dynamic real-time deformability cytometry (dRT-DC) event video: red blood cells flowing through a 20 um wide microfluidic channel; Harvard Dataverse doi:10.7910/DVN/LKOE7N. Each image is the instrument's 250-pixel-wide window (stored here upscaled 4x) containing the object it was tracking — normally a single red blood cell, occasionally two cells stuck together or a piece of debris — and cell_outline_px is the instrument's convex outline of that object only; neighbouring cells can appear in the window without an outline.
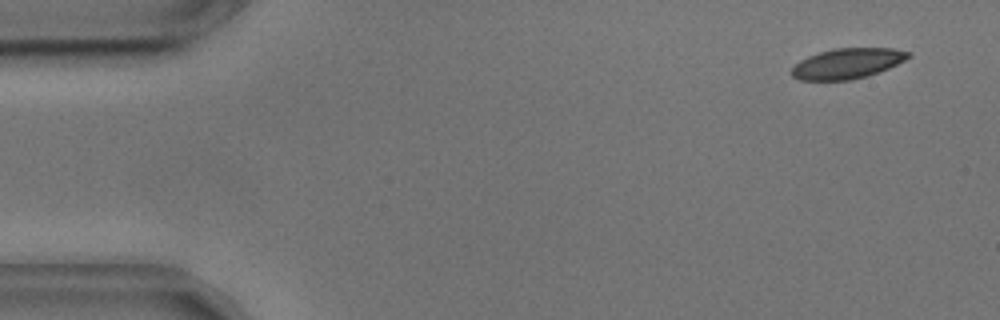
{"species": "common noctule bat (a hibernating species)", "species_latin": "Nyctalus noctula", "temperature_condition": "cold", "stored_images_in_passage": 55, "camera_frame_rate_fps": 3000, "um_per_image_px": 0.085, "animal": {"sex": "male", "body_mass_g": 17.9, "forearm_length_mm": 54.2}, "frame": {"image": 1, "passage_image": 3, "time_ms": 0.667, "image_size_px": [1000, 320], "cell_outline_px": [[912, 56], [888, 68], [868, 76], [852, 80], [800, 80], [792, 76], [792, 68], [800, 60], [808, 56], [820, 52], [836, 48], [892, 48], [912, 52]], "centroid_in_image_um": [72.04, 5.39], "position_along_channel_um": 13.0, "area_um2": 20.58}}
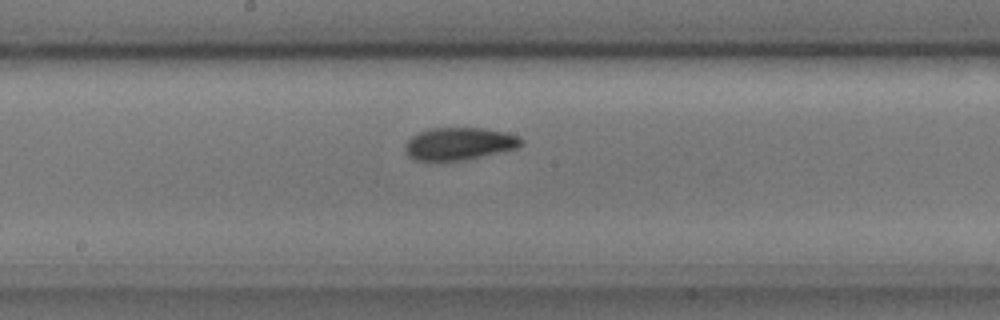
{"frame": {"image": 2, "passage_image": 28, "time_ms": 9.0, "image_size_px": [1000, 320], "cell_outline_px": [[524, 144], [516, 148], [480, 156], [460, 160], [416, 160], [408, 156], [404, 152], [404, 144], [412, 136], [420, 132], [432, 128], [484, 128], [504, 132], [520, 136], [524, 140]], "centroid_in_image_um": [39.03, 12.2], "position_along_channel_um": 209.2, "area_um2": 21.79}}
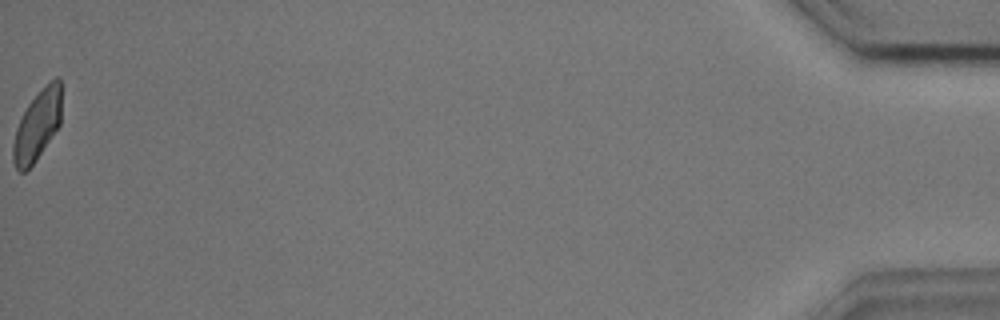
{"frame": {"image": 3, "passage_image": 55, "time_ms": 18.0, "image_size_px": [1000, 320], "cell_outline_px": [[60, 124], [36, 160], [24, 172], [20, 172], [16, 168], [12, 160], [12, 144], [16, 128], [28, 104], [56, 76], [60, 76]], "centroid_in_image_um": [3.14, 10.71], "position_along_channel_um": 432.1, "area_um2": 19.25}, "authors_computed_cell_mechanics": {"area_um2": 21.2126, "velocity_mm_per_s": 3.6021, "shape_relaxation_time_tau1_ms": 4.0508, "shape_relaxation_time_tau2_ms": 2.3782, "deformation_change_tau1": 0.1106, "deformation_change_tau2": 0.0561}}